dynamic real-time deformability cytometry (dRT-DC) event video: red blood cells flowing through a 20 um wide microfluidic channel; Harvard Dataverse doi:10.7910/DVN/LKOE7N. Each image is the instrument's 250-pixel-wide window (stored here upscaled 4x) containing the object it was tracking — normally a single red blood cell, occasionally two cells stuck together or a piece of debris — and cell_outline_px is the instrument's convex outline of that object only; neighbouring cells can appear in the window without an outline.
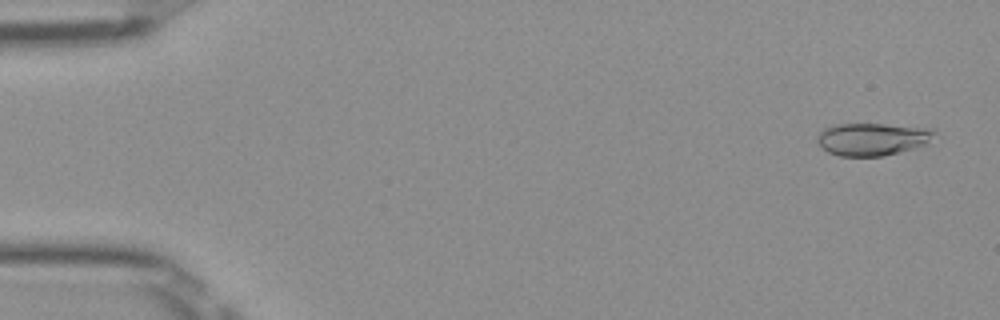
{"species": "Egyptian fruit bat (a non-hibernating species)", "species_latin": "Rousettus aegyptiacus", "temperature_condition": "room temperature", "stored_images_in_passage": 51, "camera_frame_rate_fps": 3000, "um_per_image_px": 0.085, "frame": {"image": 1, "passage_image": 3, "time_ms": 0.667, "image_size_px": [1000, 320], "cell_outline_px": [[936, 132], [928, 144], [916, 148], [880, 156], [840, 156], [828, 152], [816, 140], [816, 136], [824, 128], [836, 124], [884, 124], [936, 128]], "centroid_in_image_um": [74.19, 11.81], "position_along_channel_um": 10.8, "area_um2": 22.37}}
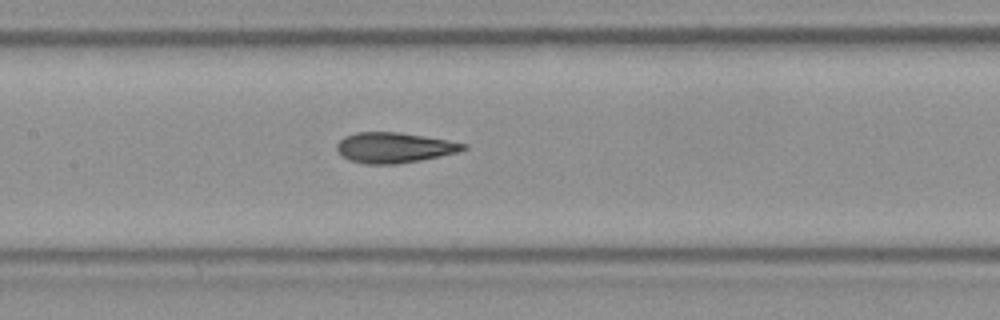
{"frame": {"image": 2, "passage_image": 25, "time_ms": 8.0, "image_size_px": [1000, 320], "cell_outline_px": [[468, 148], [456, 152], [440, 156], [420, 160], [396, 164], [364, 164], [348, 160], [336, 148], [336, 144], [344, 136], [356, 132], [400, 132], [424, 136], [468, 144]], "centroid_in_image_um": [33.49, 12.54], "position_along_channel_um": 173.9, "area_um2": 22.31}}
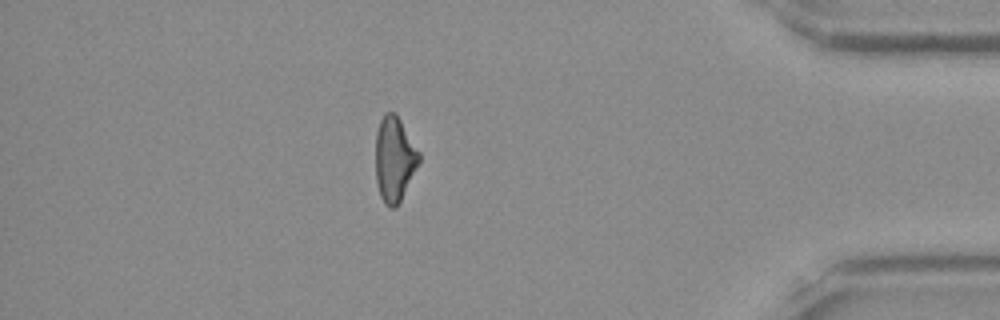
{"frame": {"image": 3, "passage_image": 45, "time_ms": 14.667, "image_size_px": [1000, 320], "cell_outline_px": [[420, 160], [396, 208], [392, 208], [384, 204], [380, 196], [376, 180], [376, 132], [380, 120], [384, 112], [396, 112], [420, 152]], "centroid_in_image_um": [33.51, 13.49], "position_along_channel_um": 401.7, "area_um2": 21.44}, "authors_computed_cell_mechanics": {"area_um2": 22.1952, "velocity_mm_per_s": 4.0159, "shape_relaxation_time_tau1_ms": 5.6548, "shape_relaxation_time_tau2_ms": 2.2219, "deformation_change_tau1": 0.1735, "deformation_change_tau2": 0.085}}